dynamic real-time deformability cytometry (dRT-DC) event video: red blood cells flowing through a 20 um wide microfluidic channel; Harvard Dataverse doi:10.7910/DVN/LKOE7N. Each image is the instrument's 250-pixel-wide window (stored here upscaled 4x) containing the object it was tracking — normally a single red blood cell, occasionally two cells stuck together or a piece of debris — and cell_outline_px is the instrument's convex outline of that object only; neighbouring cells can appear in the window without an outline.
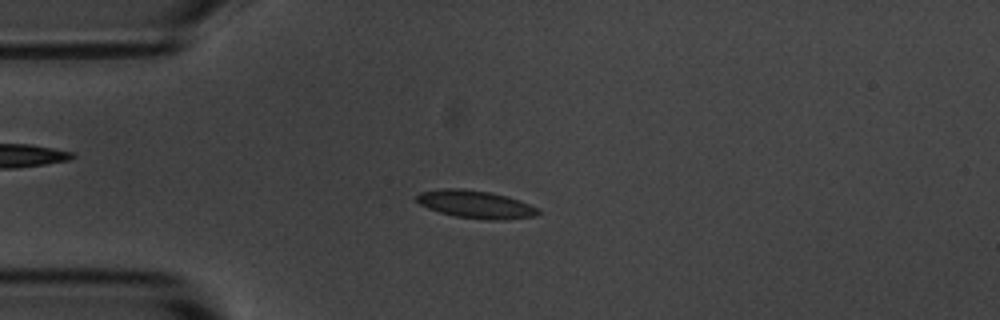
{"species": "common noctule bat (a hibernating species)", "species_latin": "Nyctalus noctula", "temperature_condition": "room temperature", "stored_images_in_passage": 6, "camera_frame_rate_fps": 3000, "um_per_image_px": 0.085, "animal": {"sex": "male", "body_mass_g": 20.1, "forearm_length_mm": 53.5}, "frame": {"image": 1, "passage_image": 3, "time_ms": 2.333, "image_size_px": [1000, 320], "cell_outline_px": [[540, 212], [536, 216], [504, 220], [488, 220], [456, 216], [440, 212], [428, 208], [420, 204], [416, 200], [416, 196], [420, 192], [444, 188], [464, 188], [488, 192], [508, 196], [520, 200], [540, 208]], "centroid_in_image_um": [40.47, 17.37], "position_along_channel_um": 44.5, "area_um2": 19.77}}
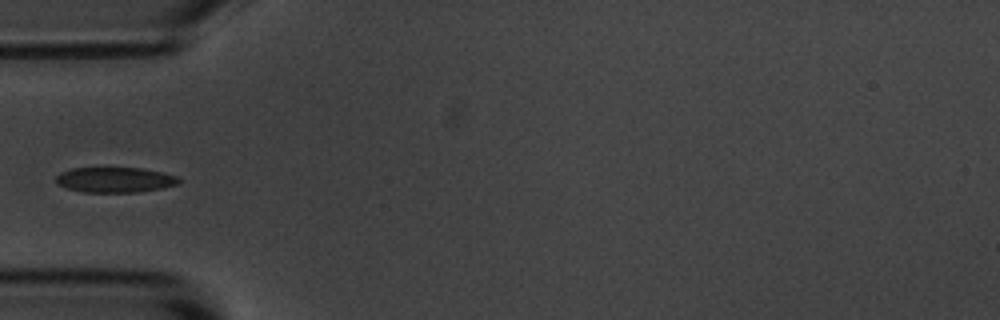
{"frame": {"image": 2, "passage_image": 4, "time_ms": 3.667, "image_size_px": [1000, 320], "cell_outline_px": [[180, 184], [164, 188], [136, 192], [80, 192], [56, 184], [56, 176], [60, 172], [72, 168], [144, 168], [164, 172], [176, 176], [180, 180]], "centroid_in_image_um": [9.79, 15.28], "position_along_channel_um": 75.2, "area_um2": 18.26}}
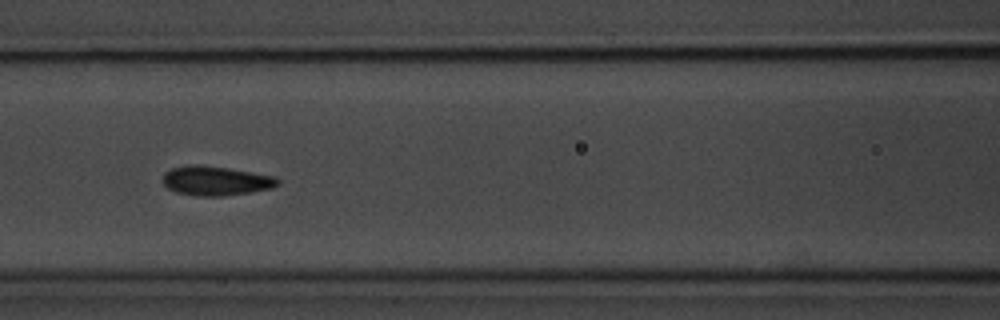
{"frame": {"image": 3, "passage_image": 6, "time_ms": 5.667, "image_size_px": [1000, 320], "cell_outline_px": [[280, 184], [272, 188], [224, 196], [196, 196], [176, 192], [168, 188], [164, 184], [164, 172], [172, 168], [188, 164], [196, 164], [228, 168], [276, 176], [280, 180]], "centroid_in_image_um": [18.36, 15.36], "position_along_channel_um": 148.2, "area_um2": 19.71}}